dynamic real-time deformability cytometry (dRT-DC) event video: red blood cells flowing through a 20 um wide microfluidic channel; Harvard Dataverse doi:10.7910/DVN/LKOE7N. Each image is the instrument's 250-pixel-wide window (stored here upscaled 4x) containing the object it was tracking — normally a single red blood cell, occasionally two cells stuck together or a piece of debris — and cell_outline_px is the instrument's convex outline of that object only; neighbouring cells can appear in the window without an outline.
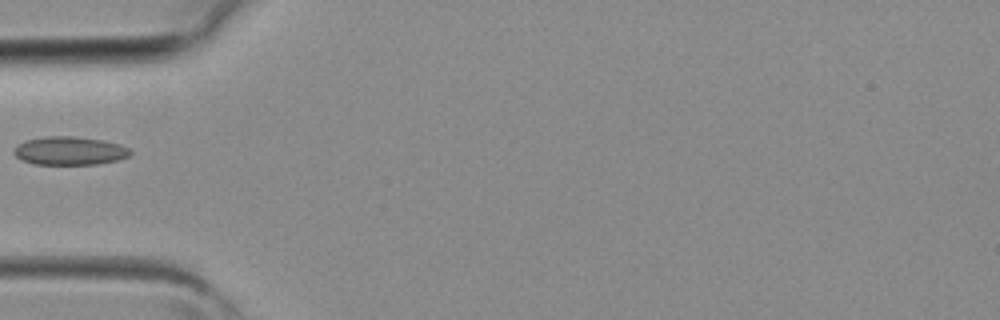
{"species": "common noctule bat (a hibernating species)", "species_latin": "Nyctalus noctula", "temperature_condition": "room temperature", "stored_images_in_passage": 3, "camera_frame_rate_fps": 3000, "um_per_image_px": 0.085, "animal": {"sex": "female", "body_mass_g": 19.3, "forearm_length_mm": 54.1}, "frame": {"image": 1, "passage_image": 3, "time_ms": 0.667, "image_size_px": [1000, 320], "cell_outline_px": [[132, 152], [128, 156], [116, 160], [96, 164], [32, 164], [20, 160], [12, 152], [20, 144], [28, 140], [44, 136], [76, 136], [104, 140], [120, 144], [128, 148]], "centroid_in_image_um": [5.92, 12.81], "position_along_channel_um": 79.1, "area_um2": 19.19}}